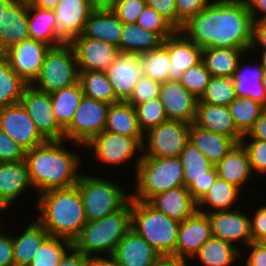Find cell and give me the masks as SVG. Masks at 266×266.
Here are the masks:
<instances>
[{
	"instance_id": "6da1fadb",
	"label": "cell",
	"mask_w": 266,
	"mask_h": 266,
	"mask_svg": "<svg viewBox=\"0 0 266 266\" xmlns=\"http://www.w3.org/2000/svg\"><path fill=\"white\" fill-rule=\"evenodd\" d=\"M200 48H236L249 52L253 18L245 0H214L179 29Z\"/></svg>"
},
{
	"instance_id": "7a4b0ae2",
	"label": "cell",
	"mask_w": 266,
	"mask_h": 266,
	"mask_svg": "<svg viewBox=\"0 0 266 266\" xmlns=\"http://www.w3.org/2000/svg\"><path fill=\"white\" fill-rule=\"evenodd\" d=\"M67 140L47 141L25 152V161L35 194L75 186L82 174L83 156L68 149Z\"/></svg>"
},
{
	"instance_id": "3957f363",
	"label": "cell",
	"mask_w": 266,
	"mask_h": 266,
	"mask_svg": "<svg viewBox=\"0 0 266 266\" xmlns=\"http://www.w3.org/2000/svg\"><path fill=\"white\" fill-rule=\"evenodd\" d=\"M36 197V219L50 236L73 241L87 222L78 187L49 189Z\"/></svg>"
},
{
	"instance_id": "277c9868",
	"label": "cell",
	"mask_w": 266,
	"mask_h": 266,
	"mask_svg": "<svg viewBox=\"0 0 266 266\" xmlns=\"http://www.w3.org/2000/svg\"><path fill=\"white\" fill-rule=\"evenodd\" d=\"M131 229V199L119 211L87 221L72 246L85 256L113 254L119 241Z\"/></svg>"
},
{
	"instance_id": "5b68a950",
	"label": "cell",
	"mask_w": 266,
	"mask_h": 266,
	"mask_svg": "<svg viewBox=\"0 0 266 266\" xmlns=\"http://www.w3.org/2000/svg\"><path fill=\"white\" fill-rule=\"evenodd\" d=\"M133 181L131 199L148 202L153 196L184 185L180 157H149L142 155Z\"/></svg>"
},
{
	"instance_id": "8992f818",
	"label": "cell",
	"mask_w": 266,
	"mask_h": 266,
	"mask_svg": "<svg viewBox=\"0 0 266 266\" xmlns=\"http://www.w3.org/2000/svg\"><path fill=\"white\" fill-rule=\"evenodd\" d=\"M180 222L156 210L146 201L131 199V228L160 255H175Z\"/></svg>"
},
{
	"instance_id": "52a82bcc",
	"label": "cell",
	"mask_w": 266,
	"mask_h": 266,
	"mask_svg": "<svg viewBox=\"0 0 266 266\" xmlns=\"http://www.w3.org/2000/svg\"><path fill=\"white\" fill-rule=\"evenodd\" d=\"M106 177L81 174L76 186L79 189L87 221H93L122 209L131 199V192Z\"/></svg>"
},
{
	"instance_id": "ba28073f",
	"label": "cell",
	"mask_w": 266,
	"mask_h": 266,
	"mask_svg": "<svg viewBox=\"0 0 266 266\" xmlns=\"http://www.w3.org/2000/svg\"><path fill=\"white\" fill-rule=\"evenodd\" d=\"M79 69L74 49L69 43L47 52L38 77L31 84L39 91L52 93L78 83Z\"/></svg>"
},
{
	"instance_id": "9c48e42d",
	"label": "cell",
	"mask_w": 266,
	"mask_h": 266,
	"mask_svg": "<svg viewBox=\"0 0 266 266\" xmlns=\"http://www.w3.org/2000/svg\"><path fill=\"white\" fill-rule=\"evenodd\" d=\"M143 142L144 137H128L104 130L85 145L84 150L89 151L90 155L93 152V156H91L94 158L93 161L96 160L95 162L102 163L106 167L107 165L117 167L122 164L126 167L134 161L133 172L135 173L136 167L141 161ZM137 153L139 156H136Z\"/></svg>"
},
{
	"instance_id": "30bf717a",
	"label": "cell",
	"mask_w": 266,
	"mask_h": 266,
	"mask_svg": "<svg viewBox=\"0 0 266 266\" xmlns=\"http://www.w3.org/2000/svg\"><path fill=\"white\" fill-rule=\"evenodd\" d=\"M110 104L83 97L71 123L64 129V140L83 147L104 131Z\"/></svg>"
},
{
	"instance_id": "8fae6325",
	"label": "cell",
	"mask_w": 266,
	"mask_h": 266,
	"mask_svg": "<svg viewBox=\"0 0 266 266\" xmlns=\"http://www.w3.org/2000/svg\"><path fill=\"white\" fill-rule=\"evenodd\" d=\"M190 124L166 120L144 134L142 155L149 157H180L189 142Z\"/></svg>"
},
{
	"instance_id": "7c38bea8",
	"label": "cell",
	"mask_w": 266,
	"mask_h": 266,
	"mask_svg": "<svg viewBox=\"0 0 266 266\" xmlns=\"http://www.w3.org/2000/svg\"><path fill=\"white\" fill-rule=\"evenodd\" d=\"M183 166L184 186L198 202L206 194L218 177L215 165L205 155L188 142L180 154Z\"/></svg>"
},
{
	"instance_id": "4fadbf2b",
	"label": "cell",
	"mask_w": 266,
	"mask_h": 266,
	"mask_svg": "<svg viewBox=\"0 0 266 266\" xmlns=\"http://www.w3.org/2000/svg\"><path fill=\"white\" fill-rule=\"evenodd\" d=\"M20 103L47 141L64 140V129L55 118L49 93L28 85L24 89Z\"/></svg>"
},
{
	"instance_id": "5bb4252c",
	"label": "cell",
	"mask_w": 266,
	"mask_h": 266,
	"mask_svg": "<svg viewBox=\"0 0 266 266\" xmlns=\"http://www.w3.org/2000/svg\"><path fill=\"white\" fill-rule=\"evenodd\" d=\"M246 208L240 209L238 207L232 210L208 213L212 236L220 238L243 251V246L247 247L253 241L250 217L247 211L249 207ZM241 244L242 246H239Z\"/></svg>"
},
{
	"instance_id": "9a60e30c",
	"label": "cell",
	"mask_w": 266,
	"mask_h": 266,
	"mask_svg": "<svg viewBox=\"0 0 266 266\" xmlns=\"http://www.w3.org/2000/svg\"><path fill=\"white\" fill-rule=\"evenodd\" d=\"M50 46L27 39L10 46L1 55L9 63L10 67L29 85L38 77L45 55L50 50Z\"/></svg>"
},
{
	"instance_id": "2e32d148",
	"label": "cell",
	"mask_w": 266,
	"mask_h": 266,
	"mask_svg": "<svg viewBox=\"0 0 266 266\" xmlns=\"http://www.w3.org/2000/svg\"><path fill=\"white\" fill-rule=\"evenodd\" d=\"M0 129L25 151L47 142L21 103L0 108Z\"/></svg>"
},
{
	"instance_id": "e0dca14e",
	"label": "cell",
	"mask_w": 266,
	"mask_h": 266,
	"mask_svg": "<svg viewBox=\"0 0 266 266\" xmlns=\"http://www.w3.org/2000/svg\"><path fill=\"white\" fill-rule=\"evenodd\" d=\"M69 44L74 49L79 71L106 72L120 54L114 45L83 35L73 38Z\"/></svg>"
},
{
	"instance_id": "ac0fdd59",
	"label": "cell",
	"mask_w": 266,
	"mask_h": 266,
	"mask_svg": "<svg viewBox=\"0 0 266 266\" xmlns=\"http://www.w3.org/2000/svg\"><path fill=\"white\" fill-rule=\"evenodd\" d=\"M101 0H60L53 9L59 35L69 43L82 35L86 21Z\"/></svg>"
},
{
	"instance_id": "d6986e66",
	"label": "cell",
	"mask_w": 266,
	"mask_h": 266,
	"mask_svg": "<svg viewBox=\"0 0 266 266\" xmlns=\"http://www.w3.org/2000/svg\"><path fill=\"white\" fill-rule=\"evenodd\" d=\"M29 189L34 190L25 160L0 163V210L8 212Z\"/></svg>"
},
{
	"instance_id": "ffe728a7",
	"label": "cell",
	"mask_w": 266,
	"mask_h": 266,
	"mask_svg": "<svg viewBox=\"0 0 266 266\" xmlns=\"http://www.w3.org/2000/svg\"><path fill=\"white\" fill-rule=\"evenodd\" d=\"M212 237L208 213L196 211L180 222L176 244V256L190 261L202 245Z\"/></svg>"
},
{
	"instance_id": "44dd1931",
	"label": "cell",
	"mask_w": 266,
	"mask_h": 266,
	"mask_svg": "<svg viewBox=\"0 0 266 266\" xmlns=\"http://www.w3.org/2000/svg\"><path fill=\"white\" fill-rule=\"evenodd\" d=\"M106 73L116 99L127 102L133 94L136 83L143 75L140 55L120 53Z\"/></svg>"
},
{
	"instance_id": "7402d4cb",
	"label": "cell",
	"mask_w": 266,
	"mask_h": 266,
	"mask_svg": "<svg viewBox=\"0 0 266 266\" xmlns=\"http://www.w3.org/2000/svg\"><path fill=\"white\" fill-rule=\"evenodd\" d=\"M159 98L168 120L194 123L198 99L180 81L168 80L161 83Z\"/></svg>"
},
{
	"instance_id": "603a6c76",
	"label": "cell",
	"mask_w": 266,
	"mask_h": 266,
	"mask_svg": "<svg viewBox=\"0 0 266 266\" xmlns=\"http://www.w3.org/2000/svg\"><path fill=\"white\" fill-rule=\"evenodd\" d=\"M169 53V80L179 81L182 74L202 61V48L188 40L179 30L162 44Z\"/></svg>"
},
{
	"instance_id": "cb8c5ba5",
	"label": "cell",
	"mask_w": 266,
	"mask_h": 266,
	"mask_svg": "<svg viewBox=\"0 0 266 266\" xmlns=\"http://www.w3.org/2000/svg\"><path fill=\"white\" fill-rule=\"evenodd\" d=\"M248 54L249 52L240 60L238 68L233 75L236 96L251 98L266 106V89L262 84L264 68L258 59L256 57L254 58V54H250L251 59L248 60L250 58Z\"/></svg>"
},
{
	"instance_id": "d4e9b609",
	"label": "cell",
	"mask_w": 266,
	"mask_h": 266,
	"mask_svg": "<svg viewBox=\"0 0 266 266\" xmlns=\"http://www.w3.org/2000/svg\"><path fill=\"white\" fill-rule=\"evenodd\" d=\"M122 29L123 23L117 15L107 4L100 3L86 21L82 35L108 42L120 51Z\"/></svg>"
},
{
	"instance_id": "484cf974",
	"label": "cell",
	"mask_w": 266,
	"mask_h": 266,
	"mask_svg": "<svg viewBox=\"0 0 266 266\" xmlns=\"http://www.w3.org/2000/svg\"><path fill=\"white\" fill-rule=\"evenodd\" d=\"M29 38L28 2L14 0L2 13L0 54L10 46Z\"/></svg>"
},
{
	"instance_id": "4316f807",
	"label": "cell",
	"mask_w": 266,
	"mask_h": 266,
	"mask_svg": "<svg viewBox=\"0 0 266 266\" xmlns=\"http://www.w3.org/2000/svg\"><path fill=\"white\" fill-rule=\"evenodd\" d=\"M121 266H152L160 254L134 229H130L112 254Z\"/></svg>"
},
{
	"instance_id": "83f0119b",
	"label": "cell",
	"mask_w": 266,
	"mask_h": 266,
	"mask_svg": "<svg viewBox=\"0 0 266 266\" xmlns=\"http://www.w3.org/2000/svg\"><path fill=\"white\" fill-rule=\"evenodd\" d=\"M148 203L156 210L179 222L192 216L198 210L197 201L184 185L157 194Z\"/></svg>"
},
{
	"instance_id": "f1b7e54d",
	"label": "cell",
	"mask_w": 266,
	"mask_h": 266,
	"mask_svg": "<svg viewBox=\"0 0 266 266\" xmlns=\"http://www.w3.org/2000/svg\"><path fill=\"white\" fill-rule=\"evenodd\" d=\"M215 167L219 178L236 185L244 192L245 189L248 191L246 186L250 185L249 182L254 183L252 179L256 175H253L248 154L241 143H237Z\"/></svg>"
},
{
	"instance_id": "f546056e",
	"label": "cell",
	"mask_w": 266,
	"mask_h": 266,
	"mask_svg": "<svg viewBox=\"0 0 266 266\" xmlns=\"http://www.w3.org/2000/svg\"><path fill=\"white\" fill-rule=\"evenodd\" d=\"M194 123L206 130L233 138L240 143L243 134L237 129L227 106L197 102Z\"/></svg>"
},
{
	"instance_id": "4dcf8cb0",
	"label": "cell",
	"mask_w": 266,
	"mask_h": 266,
	"mask_svg": "<svg viewBox=\"0 0 266 266\" xmlns=\"http://www.w3.org/2000/svg\"><path fill=\"white\" fill-rule=\"evenodd\" d=\"M242 192L236 185L217 177L209 191L197 202V209L203 213H212L246 207V204L241 206L238 204L240 200L243 201L241 203H245L244 199L242 200L244 198Z\"/></svg>"
},
{
	"instance_id": "1f68e13d",
	"label": "cell",
	"mask_w": 266,
	"mask_h": 266,
	"mask_svg": "<svg viewBox=\"0 0 266 266\" xmlns=\"http://www.w3.org/2000/svg\"><path fill=\"white\" fill-rule=\"evenodd\" d=\"M28 223L18 234L12 235L15 266H28L39 247L50 236L37 219Z\"/></svg>"
},
{
	"instance_id": "d6a6232c",
	"label": "cell",
	"mask_w": 266,
	"mask_h": 266,
	"mask_svg": "<svg viewBox=\"0 0 266 266\" xmlns=\"http://www.w3.org/2000/svg\"><path fill=\"white\" fill-rule=\"evenodd\" d=\"M189 142L214 165L220 162L237 144L233 138L206 130L195 123L190 124Z\"/></svg>"
},
{
	"instance_id": "836d02e7",
	"label": "cell",
	"mask_w": 266,
	"mask_h": 266,
	"mask_svg": "<svg viewBox=\"0 0 266 266\" xmlns=\"http://www.w3.org/2000/svg\"><path fill=\"white\" fill-rule=\"evenodd\" d=\"M28 30L31 39L52 47L67 43L58 33L53 10L41 9L28 2Z\"/></svg>"
},
{
	"instance_id": "e575fe53",
	"label": "cell",
	"mask_w": 266,
	"mask_h": 266,
	"mask_svg": "<svg viewBox=\"0 0 266 266\" xmlns=\"http://www.w3.org/2000/svg\"><path fill=\"white\" fill-rule=\"evenodd\" d=\"M239 259H241V251L238 248L212 236L189 262L197 261V264L200 262L203 266H234Z\"/></svg>"
},
{
	"instance_id": "d590c367",
	"label": "cell",
	"mask_w": 266,
	"mask_h": 266,
	"mask_svg": "<svg viewBox=\"0 0 266 266\" xmlns=\"http://www.w3.org/2000/svg\"><path fill=\"white\" fill-rule=\"evenodd\" d=\"M245 54L244 49L207 47L202 50V61L212 76L233 77Z\"/></svg>"
},
{
	"instance_id": "8d00e7d4",
	"label": "cell",
	"mask_w": 266,
	"mask_h": 266,
	"mask_svg": "<svg viewBox=\"0 0 266 266\" xmlns=\"http://www.w3.org/2000/svg\"><path fill=\"white\" fill-rule=\"evenodd\" d=\"M104 130L128 137H144L135 109L128 102L110 104Z\"/></svg>"
},
{
	"instance_id": "74e56055",
	"label": "cell",
	"mask_w": 266,
	"mask_h": 266,
	"mask_svg": "<svg viewBox=\"0 0 266 266\" xmlns=\"http://www.w3.org/2000/svg\"><path fill=\"white\" fill-rule=\"evenodd\" d=\"M162 44L163 40L156 33L143 29L137 23L123 24L120 53L140 55Z\"/></svg>"
},
{
	"instance_id": "f35d334b",
	"label": "cell",
	"mask_w": 266,
	"mask_h": 266,
	"mask_svg": "<svg viewBox=\"0 0 266 266\" xmlns=\"http://www.w3.org/2000/svg\"><path fill=\"white\" fill-rule=\"evenodd\" d=\"M83 97L79 82L50 93L53 113L63 129L71 123Z\"/></svg>"
},
{
	"instance_id": "ab89813d",
	"label": "cell",
	"mask_w": 266,
	"mask_h": 266,
	"mask_svg": "<svg viewBox=\"0 0 266 266\" xmlns=\"http://www.w3.org/2000/svg\"><path fill=\"white\" fill-rule=\"evenodd\" d=\"M85 97L107 104L119 102L106 72L79 71V80Z\"/></svg>"
},
{
	"instance_id": "60d3db41",
	"label": "cell",
	"mask_w": 266,
	"mask_h": 266,
	"mask_svg": "<svg viewBox=\"0 0 266 266\" xmlns=\"http://www.w3.org/2000/svg\"><path fill=\"white\" fill-rule=\"evenodd\" d=\"M28 85L0 54V108L20 103Z\"/></svg>"
},
{
	"instance_id": "b9f144b4",
	"label": "cell",
	"mask_w": 266,
	"mask_h": 266,
	"mask_svg": "<svg viewBox=\"0 0 266 266\" xmlns=\"http://www.w3.org/2000/svg\"><path fill=\"white\" fill-rule=\"evenodd\" d=\"M227 107L237 129L243 135L249 133L258 118L266 110V106L260 102L244 97H236Z\"/></svg>"
},
{
	"instance_id": "7bdbcfd3",
	"label": "cell",
	"mask_w": 266,
	"mask_h": 266,
	"mask_svg": "<svg viewBox=\"0 0 266 266\" xmlns=\"http://www.w3.org/2000/svg\"><path fill=\"white\" fill-rule=\"evenodd\" d=\"M140 61L143 75L160 83L169 80L170 58L168 50L163 45L140 54Z\"/></svg>"
},
{
	"instance_id": "ee69618b",
	"label": "cell",
	"mask_w": 266,
	"mask_h": 266,
	"mask_svg": "<svg viewBox=\"0 0 266 266\" xmlns=\"http://www.w3.org/2000/svg\"><path fill=\"white\" fill-rule=\"evenodd\" d=\"M236 97L233 77L212 76L198 102L217 106H228Z\"/></svg>"
},
{
	"instance_id": "f6af8a7d",
	"label": "cell",
	"mask_w": 266,
	"mask_h": 266,
	"mask_svg": "<svg viewBox=\"0 0 266 266\" xmlns=\"http://www.w3.org/2000/svg\"><path fill=\"white\" fill-rule=\"evenodd\" d=\"M72 247V241L49 236L39 247L28 266H57L64 254Z\"/></svg>"
},
{
	"instance_id": "bcb514c9",
	"label": "cell",
	"mask_w": 266,
	"mask_h": 266,
	"mask_svg": "<svg viewBox=\"0 0 266 266\" xmlns=\"http://www.w3.org/2000/svg\"><path fill=\"white\" fill-rule=\"evenodd\" d=\"M138 124L143 132L147 133L150 129L157 127L162 122L168 120L164 106L160 98H153L147 102L134 106Z\"/></svg>"
},
{
	"instance_id": "7dc6e473",
	"label": "cell",
	"mask_w": 266,
	"mask_h": 266,
	"mask_svg": "<svg viewBox=\"0 0 266 266\" xmlns=\"http://www.w3.org/2000/svg\"><path fill=\"white\" fill-rule=\"evenodd\" d=\"M136 23L143 29L156 33L163 41L177 31L166 18L148 5L145 6Z\"/></svg>"
},
{
	"instance_id": "c3c4849f",
	"label": "cell",
	"mask_w": 266,
	"mask_h": 266,
	"mask_svg": "<svg viewBox=\"0 0 266 266\" xmlns=\"http://www.w3.org/2000/svg\"><path fill=\"white\" fill-rule=\"evenodd\" d=\"M212 75L201 61L199 64L187 69L179 80L180 83L197 99L204 93Z\"/></svg>"
},
{
	"instance_id": "681fc988",
	"label": "cell",
	"mask_w": 266,
	"mask_h": 266,
	"mask_svg": "<svg viewBox=\"0 0 266 266\" xmlns=\"http://www.w3.org/2000/svg\"><path fill=\"white\" fill-rule=\"evenodd\" d=\"M240 143L246 149L253 174L266 176V141L252 139L245 134Z\"/></svg>"
},
{
	"instance_id": "f907efd6",
	"label": "cell",
	"mask_w": 266,
	"mask_h": 266,
	"mask_svg": "<svg viewBox=\"0 0 266 266\" xmlns=\"http://www.w3.org/2000/svg\"><path fill=\"white\" fill-rule=\"evenodd\" d=\"M107 4L123 24L136 23L145 8V0H101Z\"/></svg>"
},
{
	"instance_id": "816d5d0a",
	"label": "cell",
	"mask_w": 266,
	"mask_h": 266,
	"mask_svg": "<svg viewBox=\"0 0 266 266\" xmlns=\"http://www.w3.org/2000/svg\"><path fill=\"white\" fill-rule=\"evenodd\" d=\"M161 83L142 75L134 87L130 99L127 101L133 107L137 104L147 102L153 98L159 97Z\"/></svg>"
},
{
	"instance_id": "f5cc1de1",
	"label": "cell",
	"mask_w": 266,
	"mask_h": 266,
	"mask_svg": "<svg viewBox=\"0 0 266 266\" xmlns=\"http://www.w3.org/2000/svg\"><path fill=\"white\" fill-rule=\"evenodd\" d=\"M214 0H175L177 11V30L190 18L204 10Z\"/></svg>"
},
{
	"instance_id": "db71d44e",
	"label": "cell",
	"mask_w": 266,
	"mask_h": 266,
	"mask_svg": "<svg viewBox=\"0 0 266 266\" xmlns=\"http://www.w3.org/2000/svg\"><path fill=\"white\" fill-rule=\"evenodd\" d=\"M25 150L0 129V163L25 160Z\"/></svg>"
},
{
	"instance_id": "11a10c76",
	"label": "cell",
	"mask_w": 266,
	"mask_h": 266,
	"mask_svg": "<svg viewBox=\"0 0 266 266\" xmlns=\"http://www.w3.org/2000/svg\"><path fill=\"white\" fill-rule=\"evenodd\" d=\"M255 209V210H254ZM254 209H249L251 234L253 242H266V204L258 205ZM254 211V213H253Z\"/></svg>"
},
{
	"instance_id": "9f6ffc18",
	"label": "cell",
	"mask_w": 266,
	"mask_h": 266,
	"mask_svg": "<svg viewBox=\"0 0 266 266\" xmlns=\"http://www.w3.org/2000/svg\"><path fill=\"white\" fill-rule=\"evenodd\" d=\"M243 250H247V254H246V251L245 252L242 251L243 253L241 252V260L245 264V266H266V243L265 242H253L252 241L247 247H244ZM242 256L245 258H243Z\"/></svg>"
},
{
	"instance_id": "6f0895ef",
	"label": "cell",
	"mask_w": 266,
	"mask_h": 266,
	"mask_svg": "<svg viewBox=\"0 0 266 266\" xmlns=\"http://www.w3.org/2000/svg\"><path fill=\"white\" fill-rule=\"evenodd\" d=\"M4 226L3 222V225L0 226V266H15L12 234L10 231H6L7 225ZM2 230H5V232Z\"/></svg>"
},
{
	"instance_id": "680465c9",
	"label": "cell",
	"mask_w": 266,
	"mask_h": 266,
	"mask_svg": "<svg viewBox=\"0 0 266 266\" xmlns=\"http://www.w3.org/2000/svg\"><path fill=\"white\" fill-rule=\"evenodd\" d=\"M146 4L166 18L177 29L175 0H145Z\"/></svg>"
},
{
	"instance_id": "91938a15",
	"label": "cell",
	"mask_w": 266,
	"mask_h": 266,
	"mask_svg": "<svg viewBox=\"0 0 266 266\" xmlns=\"http://www.w3.org/2000/svg\"><path fill=\"white\" fill-rule=\"evenodd\" d=\"M250 49H266V19L253 20L252 44Z\"/></svg>"
},
{
	"instance_id": "94428289",
	"label": "cell",
	"mask_w": 266,
	"mask_h": 266,
	"mask_svg": "<svg viewBox=\"0 0 266 266\" xmlns=\"http://www.w3.org/2000/svg\"><path fill=\"white\" fill-rule=\"evenodd\" d=\"M88 258V256H85L72 246L64 254L57 266H87Z\"/></svg>"
},
{
	"instance_id": "6125c7cd",
	"label": "cell",
	"mask_w": 266,
	"mask_h": 266,
	"mask_svg": "<svg viewBox=\"0 0 266 266\" xmlns=\"http://www.w3.org/2000/svg\"><path fill=\"white\" fill-rule=\"evenodd\" d=\"M253 20L266 19V0H245Z\"/></svg>"
},
{
	"instance_id": "be15d7a7",
	"label": "cell",
	"mask_w": 266,
	"mask_h": 266,
	"mask_svg": "<svg viewBox=\"0 0 266 266\" xmlns=\"http://www.w3.org/2000/svg\"><path fill=\"white\" fill-rule=\"evenodd\" d=\"M248 135L252 139L266 141V110L258 118L254 127L249 131Z\"/></svg>"
},
{
	"instance_id": "e7e4bbea",
	"label": "cell",
	"mask_w": 266,
	"mask_h": 266,
	"mask_svg": "<svg viewBox=\"0 0 266 266\" xmlns=\"http://www.w3.org/2000/svg\"><path fill=\"white\" fill-rule=\"evenodd\" d=\"M152 266H190V262L175 255H160Z\"/></svg>"
},
{
	"instance_id": "03108f58",
	"label": "cell",
	"mask_w": 266,
	"mask_h": 266,
	"mask_svg": "<svg viewBox=\"0 0 266 266\" xmlns=\"http://www.w3.org/2000/svg\"><path fill=\"white\" fill-rule=\"evenodd\" d=\"M87 266H121L115 257L110 255H95L88 258Z\"/></svg>"
},
{
	"instance_id": "003e7915",
	"label": "cell",
	"mask_w": 266,
	"mask_h": 266,
	"mask_svg": "<svg viewBox=\"0 0 266 266\" xmlns=\"http://www.w3.org/2000/svg\"><path fill=\"white\" fill-rule=\"evenodd\" d=\"M59 1L60 0H30L29 3L41 9L53 10Z\"/></svg>"
},
{
	"instance_id": "a7ac6f4b",
	"label": "cell",
	"mask_w": 266,
	"mask_h": 266,
	"mask_svg": "<svg viewBox=\"0 0 266 266\" xmlns=\"http://www.w3.org/2000/svg\"><path fill=\"white\" fill-rule=\"evenodd\" d=\"M258 50H260L261 52ZM249 52H250L249 54H255L256 53L257 55H254V56H256L258 61L261 63V66L264 69H266V49H250ZM258 53L260 56L258 55Z\"/></svg>"
},
{
	"instance_id": "89a4df30",
	"label": "cell",
	"mask_w": 266,
	"mask_h": 266,
	"mask_svg": "<svg viewBox=\"0 0 266 266\" xmlns=\"http://www.w3.org/2000/svg\"><path fill=\"white\" fill-rule=\"evenodd\" d=\"M14 0H0V28H1V19L2 13L5 9L13 2Z\"/></svg>"
},
{
	"instance_id": "2644e50d",
	"label": "cell",
	"mask_w": 266,
	"mask_h": 266,
	"mask_svg": "<svg viewBox=\"0 0 266 266\" xmlns=\"http://www.w3.org/2000/svg\"><path fill=\"white\" fill-rule=\"evenodd\" d=\"M262 84L264 85L266 89V69H264L263 77H262Z\"/></svg>"
},
{
	"instance_id": "8c879c8a",
	"label": "cell",
	"mask_w": 266,
	"mask_h": 266,
	"mask_svg": "<svg viewBox=\"0 0 266 266\" xmlns=\"http://www.w3.org/2000/svg\"><path fill=\"white\" fill-rule=\"evenodd\" d=\"M2 213H5V212H4V211H2V210H0V214H2ZM1 216H3V214H2V215H0V226H1V225H3V223H2V222H4V221H5V219H6V218H4V219H3V217L1 218ZM3 220H4V221H3Z\"/></svg>"
},
{
	"instance_id": "753ad0ef",
	"label": "cell",
	"mask_w": 266,
	"mask_h": 266,
	"mask_svg": "<svg viewBox=\"0 0 266 266\" xmlns=\"http://www.w3.org/2000/svg\"><path fill=\"white\" fill-rule=\"evenodd\" d=\"M15 1H24V2H30V0H15Z\"/></svg>"
}]
</instances>
